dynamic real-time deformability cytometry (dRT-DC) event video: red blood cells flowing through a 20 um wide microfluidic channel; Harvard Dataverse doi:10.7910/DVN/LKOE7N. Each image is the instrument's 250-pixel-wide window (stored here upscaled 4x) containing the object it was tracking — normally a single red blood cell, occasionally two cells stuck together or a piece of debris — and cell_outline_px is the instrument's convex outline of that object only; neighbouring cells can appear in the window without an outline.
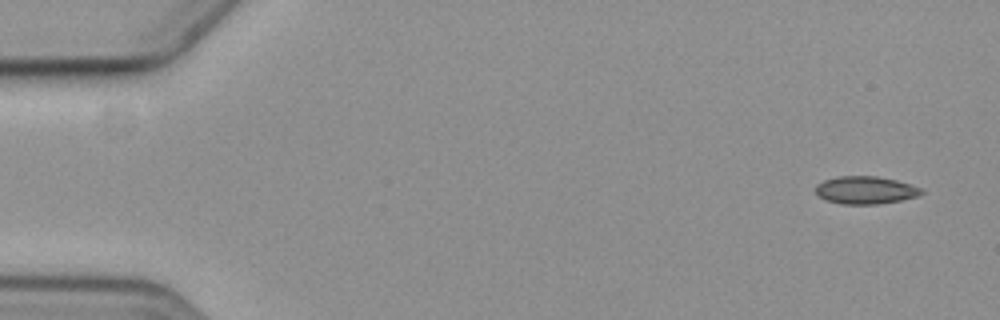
{"species": "common noctule bat (a hibernating species)", "species_latin": "Nyctalus noctula", "temperature_condition": "cold", "stored_images_in_passage": 5, "camera_frame_rate_fps": 3000, "um_per_image_px": 0.085, "animal": {"sex": "female", "body_mass_g": 19.3, "forearm_length_mm": 54.1}, "frame": {"image": 1, "passage_image": 1, "time_ms": 0.0, "image_size_px": [1000, 320], "cell_outline_px": [[924, 192], [916, 196], [900, 200], [876, 204], [840, 204], [828, 200], [820, 196], [816, 192], [816, 184], [824, 180], [840, 176], [876, 176], [896, 180], [924, 188]], "centroid_in_image_um": [73.58, 16.15], "position_along_channel_um": 11.4, "area_um2": 16.94}}
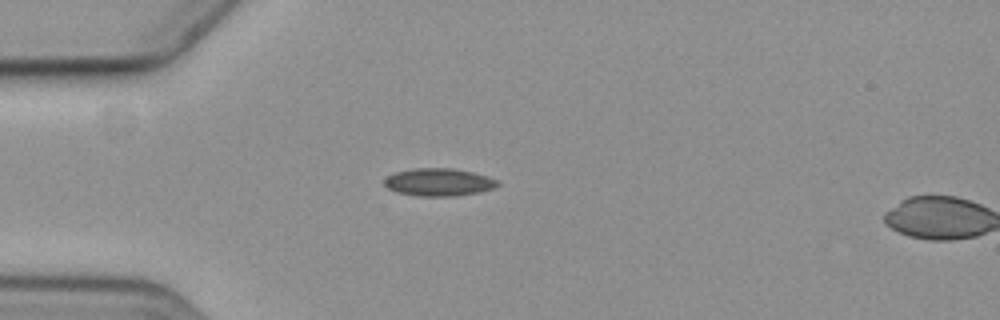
{"frame": {"image": 2, "passage_image": 4, "time_ms": 4.333, "image_size_px": [1000, 320], "cell_outline_px": [[500, 184], [492, 188], [480, 192], [456, 196], [420, 196], [396, 192], [388, 188], [384, 184], [384, 180], [388, 176], [396, 172], [412, 168], [452, 168], [472, 172], [488, 176], [500, 180]], "centroid_in_image_um": [37.32, 15.48], "position_along_channel_um": 47.7, "area_um2": 18.32}}